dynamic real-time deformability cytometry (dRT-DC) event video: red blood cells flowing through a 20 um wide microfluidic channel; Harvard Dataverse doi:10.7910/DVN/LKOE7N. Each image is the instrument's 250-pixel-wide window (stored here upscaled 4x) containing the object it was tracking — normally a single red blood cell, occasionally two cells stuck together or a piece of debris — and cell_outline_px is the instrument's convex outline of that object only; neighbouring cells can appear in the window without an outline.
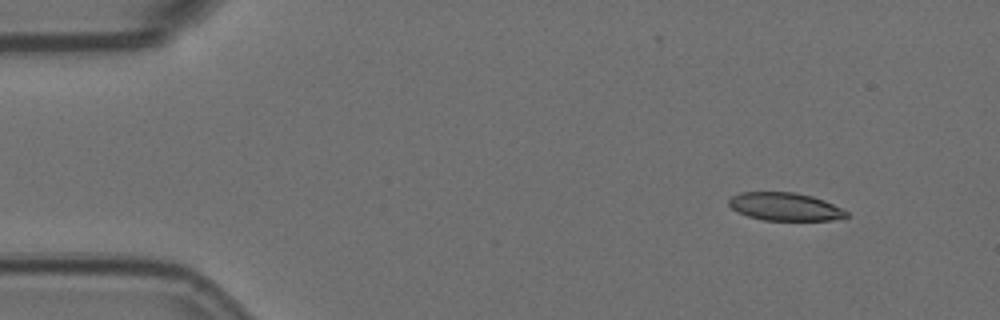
{"species": "Egyptian fruit bat (a non-hibernating species)", "species_latin": "Rousettus aegyptiacus", "temperature_condition": "room temperature", "stored_images_in_passage": 4, "segment_of_instrument_passage": [1, 2], "camera_frame_rate_fps": 3000, "um_per_image_px": 0.085, "animal": {"sex": "female"}, "frame": {"image": 1, "passage_image": 1, "time_ms": 0.0, "image_size_px": [1000, 320], "cell_outline_px": [[848, 216], [832, 220], [764, 220], [748, 216], [736, 212], [728, 204], [728, 200], [732, 196], [740, 192], [792, 192], [812, 196], [824, 200], [848, 212]], "centroid_in_image_um": [66.68, 17.56], "position_along_channel_um": 18.3, "area_um2": 19.07}}